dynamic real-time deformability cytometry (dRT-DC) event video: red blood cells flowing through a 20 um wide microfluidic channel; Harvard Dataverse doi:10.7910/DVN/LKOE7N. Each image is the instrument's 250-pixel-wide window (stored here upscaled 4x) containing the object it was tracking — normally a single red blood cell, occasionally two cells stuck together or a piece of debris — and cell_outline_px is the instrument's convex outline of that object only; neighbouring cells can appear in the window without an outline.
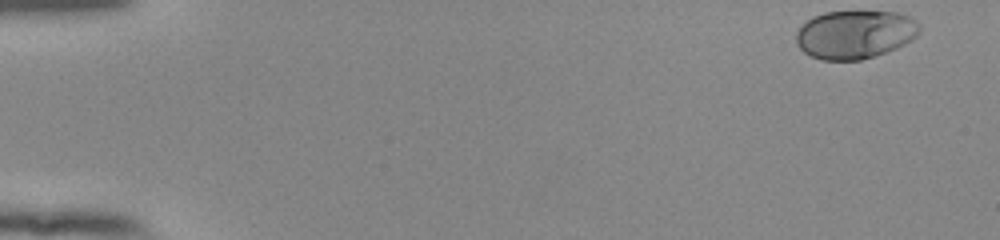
{"species": "human", "species_latin": "Homo sapiens", "temperature_condition": "room temperature", "stored_images_in_passage": 52, "camera_frame_rate_fps": 3000, "um_per_image_px": 0.085, "donor": {"sex": "female"}, "frame": {"image": 1, "passage_image": 1, "time_ms": 0.0, "image_size_px": [1000, 240], "cell_outline_px": [[920, 32], [912, 40], [896, 48], [876, 56], [860, 60], [820, 60], [804, 52], [796, 44], [796, 32], [812, 16], [824, 12], [896, 12], [908, 16], [916, 20], [920, 24]], "centroid_in_image_um": [72.68, 2.93], "position_along_channel_um": 12.3, "area_um2": 34.85}}
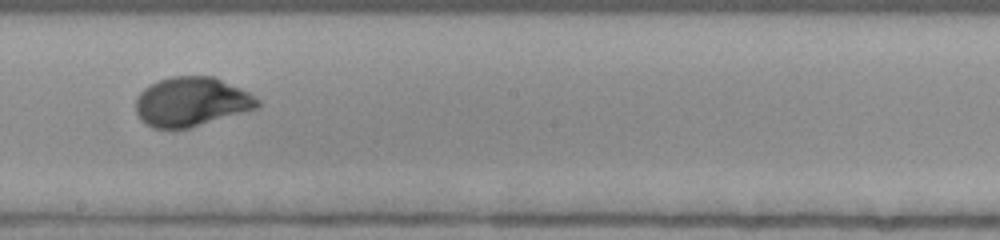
{"frame": {"image": 2, "passage_image": 30, "time_ms": 9.667, "image_size_px": [1000, 240], "cell_outline_px": [[260, 108], [192, 128], [152, 128], [144, 124], [140, 120], [136, 112], [136, 96], [144, 88], [160, 80], [172, 76], [216, 76], [248, 92], [260, 100]], "centroid_in_image_um": [16.29, 8.66], "position_along_channel_um": 231.9, "area_um2": 35.43}}
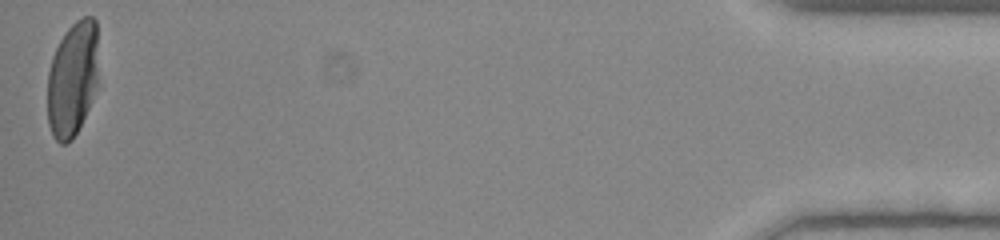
{"frame": {"image": 3, "passage_image": 52, "time_ms": 17.0, "image_size_px": [1000, 240], "cell_outline_px": [[96, 88], [88, 108], [72, 140], [64, 144], [60, 144], [52, 136], [48, 124], [48, 72], [52, 56], [64, 32], [76, 20], [84, 16], [92, 16], [96, 20]], "centroid_in_image_um": [6.13, 6.71], "position_along_channel_um": 429.1, "area_um2": 33.81}, "authors_computed_cell_mechanics": {"area_um2": 34.8534, "velocity_mm_per_s": 3.8568, "shape_relaxation_time_tau1_ms": 2.6276, "shape_relaxation_time_tau2_ms": null, "deformation_change_tau1": 0.1751, "deformation_change_tau2": null}}